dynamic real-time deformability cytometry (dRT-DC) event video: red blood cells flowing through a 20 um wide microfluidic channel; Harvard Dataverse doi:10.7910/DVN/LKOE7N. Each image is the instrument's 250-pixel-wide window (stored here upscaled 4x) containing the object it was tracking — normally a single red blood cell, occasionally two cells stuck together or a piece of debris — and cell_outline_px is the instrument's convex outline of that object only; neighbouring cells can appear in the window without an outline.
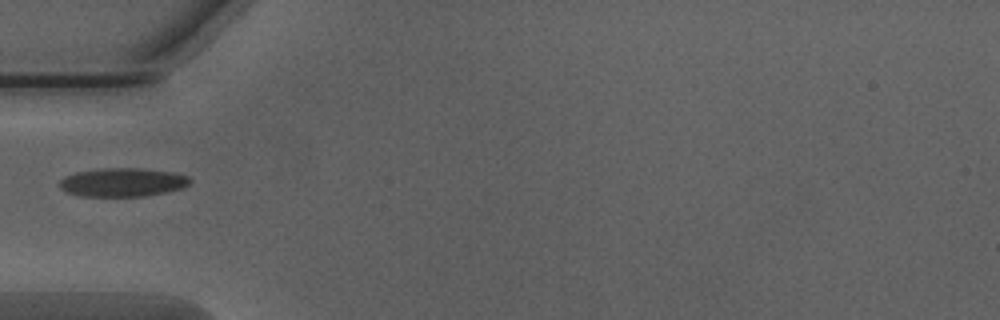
{"species": "Egyptian fruit bat (a non-hibernating species)", "species_latin": "Rousettus aegyptiacus", "temperature_condition": "warm", "stored_images_in_passage": 15, "camera_frame_rate_fps": 3000, "um_per_image_px": 0.085, "animal": {"sex": "male"}, "frame": {"image": 1, "passage_image": 1, "time_ms": 0.0, "image_size_px": [1000, 320], "cell_outline_px": [[192, 180], [188, 184], [180, 188], [164, 192], [144, 196], [80, 196], [68, 192], [60, 188], [60, 180], [64, 176], [76, 172], [100, 168], [140, 168], [172, 172], [188, 176]], "centroid_in_image_um": [10.39, 15.48], "position_along_channel_um": 74.6, "area_um2": 21.62}}
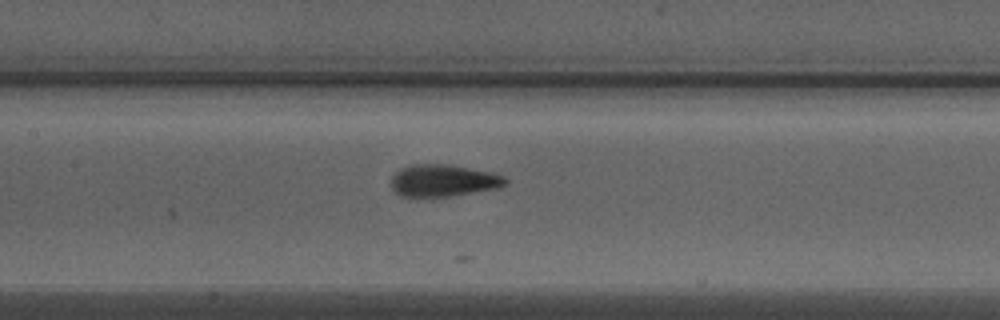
{"frame": {"image": 2, "passage_image": 8, "time_ms": 2.333, "image_size_px": [1000, 320], "cell_outline_px": [[508, 184], [496, 188], [432, 200], [408, 200], [400, 196], [392, 188], [392, 176], [400, 168], [408, 164], [444, 164], [488, 172], [504, 176], [508, 180]], "centroid_in_image_um": [37.57, 15.42], "position_along_channel_um": 169.8, "area_um2": 22.2}}
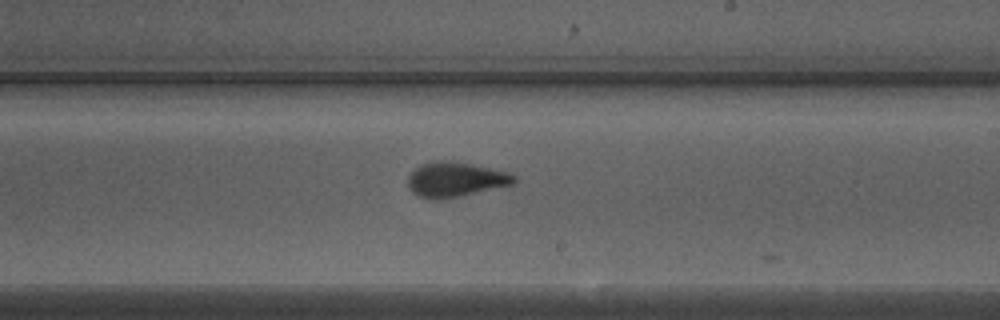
{"frame": {"image": 3, "passage_image": 14, "time_ms": 4.333, "image_size_px": [1000, 320], "cell_outline_px": [[516, 180], [512, 184], [460, 196], [440, 200], [432, 200], [416, 196], [408, 188], [408, 176], [420, 164], [432, 160], [448, 160], [472, 164], [508, 172], [516, 176]], "centroid_in_image_um": [38.65, 15.25], "position_along_channel_um": 250.3, "area_um2": 21.68}}